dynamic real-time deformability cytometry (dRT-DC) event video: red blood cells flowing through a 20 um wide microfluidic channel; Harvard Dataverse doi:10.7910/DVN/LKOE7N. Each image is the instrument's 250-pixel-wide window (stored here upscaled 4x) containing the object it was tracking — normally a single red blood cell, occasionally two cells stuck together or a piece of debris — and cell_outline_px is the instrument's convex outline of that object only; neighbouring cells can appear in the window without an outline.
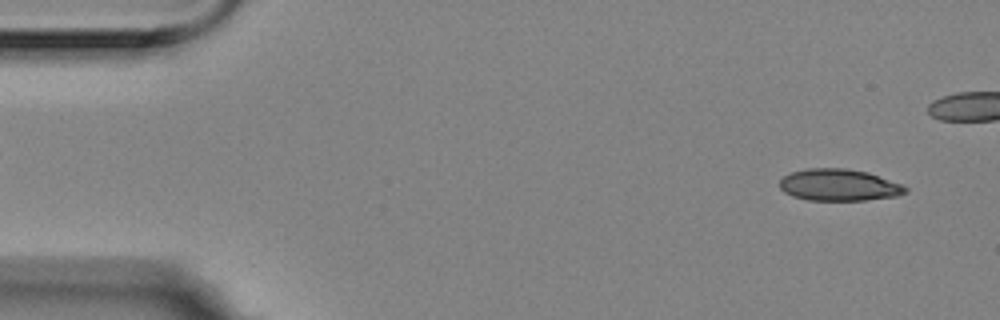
{"species": "Egyptian fruit bat (a non-hibernating species)", "species_latin": "Rousettus aegyptiacus", "temperature_condition": "room temperature", "stored_images_in_passage": 15, "camera_frame_rate_fps": 3000, "um_per_image_px": 0.085, "animal": {"sex": "female"}, "frame": {"image": 1, "passage_image": 3, "time_ms": 0.667, "image_size_px": [1000, 320], "cell_outline_px": [[908, 192], [896, 196], [864, 200], [808, 200], [792, 196], [784, 192], [780, 188], [780, 180], [784, 176], [792, 172], [808, 168], [848, 168], [868, 172], [900, 184], [908, 188]], "centroid_in_image_um": [71.3, 15.72], "position_along_channel_um": 13.7, "area_um2": 23.24}}
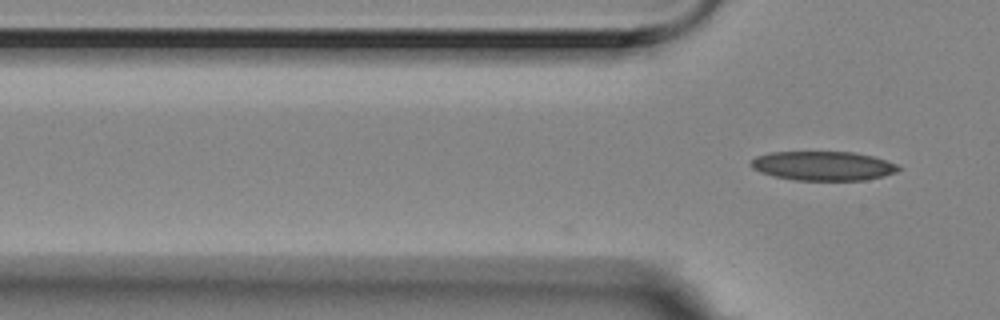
{"frame": {"image": 2, "passage_image": 15, "time_ms": 4.667, "image_size_px": [1000, 320], "cell_outline_px": [[900, 168], [896, 172], [884, 176], [864, 180], [796, 180], [772, 176], [760, 172], [752, 168], [748, 164], [756, 156], [768, 152], [856, 152], [872, 156], [900, 164]], "centroid_in_image_um": [69.95, 14.09], "position_along_channel_um": 55.8, "area_um2": 25.32}}